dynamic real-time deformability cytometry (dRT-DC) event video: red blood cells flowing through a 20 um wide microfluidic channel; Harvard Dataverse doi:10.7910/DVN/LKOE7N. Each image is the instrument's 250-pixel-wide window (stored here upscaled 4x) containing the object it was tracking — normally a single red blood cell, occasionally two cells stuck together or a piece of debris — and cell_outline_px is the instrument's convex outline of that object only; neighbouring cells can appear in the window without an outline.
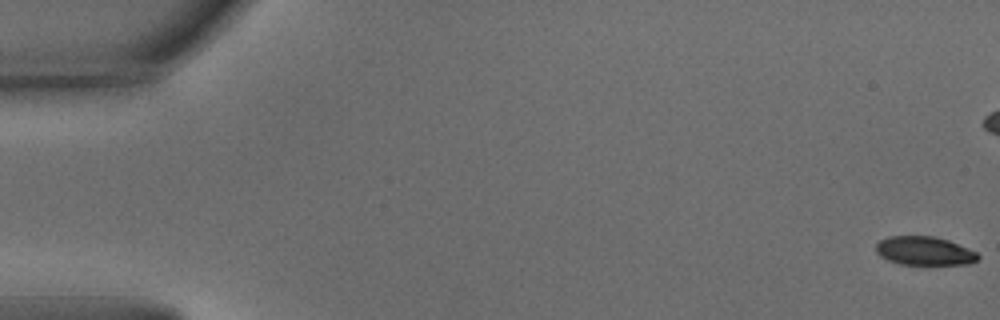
{"species": "common noctule bat (a hibernating species)", "species_latin": "Nyctalus noctula", "temperature_condition": "warm", "stored_images_in_passage": 7, "camera_frame_rate_fps": 3000, "um_per_image_px": 0.085, "animal": {"sex": "male", "body_mass_g": 15.6}, "frame": {"image": 1, "passage_image": 1, "time_ms": 0.0, "image_size_px": [1000, 320], "cell_outline_px": [[980, 256], [976, 260], [968, 264], [900, 264], [888, 260], [880, 256], [876, 252], [876, 244], [880, 240], [888, 236], [932, 236], [948, 240], [976, 252]], "centroid_in_image_um": [78.54, 21.32], "position_along_channel_um": 6.5, "area_um2": 16.88}}